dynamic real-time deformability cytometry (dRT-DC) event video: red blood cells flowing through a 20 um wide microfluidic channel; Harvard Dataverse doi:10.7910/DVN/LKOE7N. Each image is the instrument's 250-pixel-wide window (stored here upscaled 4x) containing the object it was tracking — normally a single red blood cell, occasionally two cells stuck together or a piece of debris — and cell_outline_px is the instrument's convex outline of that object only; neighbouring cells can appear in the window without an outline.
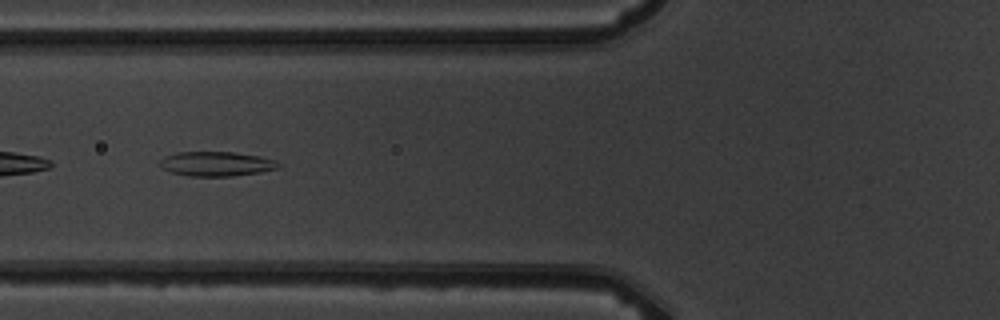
{"species": "common noctule bat (a hibernating species)", "species_latin": "Nyctalus noctula", "temperature_condition": "warm", "stored_images_in_passage": 6, "camera_frame_rate_fps": 3000, "um_per_image_px": 0.085, "animal": {"sex": "male", "body_mass_g": 19.5, "forearm_length_mm": 54.6}, "frame": {"image": 1, "passage_image": 5, "time_ms": 5.667, "image_size_px": [1000, 320], "cell_outline_px": [[280, 164], [276, 168], [260, 172], [232, 176], [188, 176], [172, 172], [160, 168], [160, 160], [164, 156], [176, 152], [232, 152], [260, 156], [276, 160]], "centroid_in_image_um": [18.35, 13.92], "position_along_channel_um": 107.4, "area_um2": 16.94}}
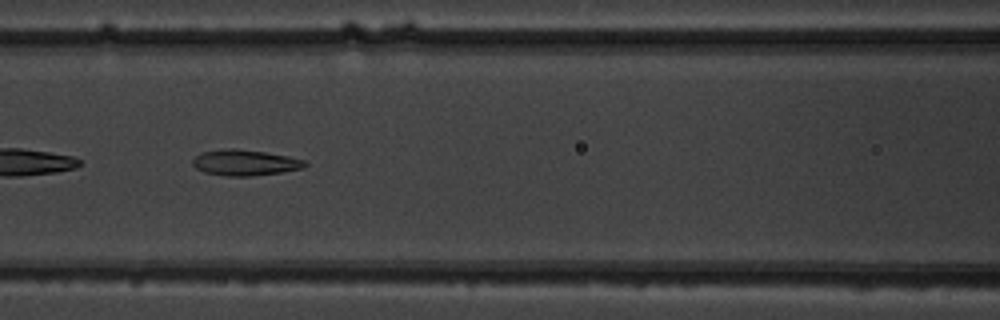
{"frame": {"image": 2, "passage_image": 6, "time_ms": 6.667, "image_size_px": [1000, 320], "cell_outline_px": [[308, 164], [304, 168], [280, 172], [248, 176], [224, 176], [204, 172], [196, 168], [192, 164], [192, 160], [196, 156], [204, 152], [228, 148], [236, 148], [264, 152], [288, 156], [304, 160]], "centroid_in_image_um": [20.82, 13.82], "position_along_channel_um": 145.8, "area_um2": 16.76}}